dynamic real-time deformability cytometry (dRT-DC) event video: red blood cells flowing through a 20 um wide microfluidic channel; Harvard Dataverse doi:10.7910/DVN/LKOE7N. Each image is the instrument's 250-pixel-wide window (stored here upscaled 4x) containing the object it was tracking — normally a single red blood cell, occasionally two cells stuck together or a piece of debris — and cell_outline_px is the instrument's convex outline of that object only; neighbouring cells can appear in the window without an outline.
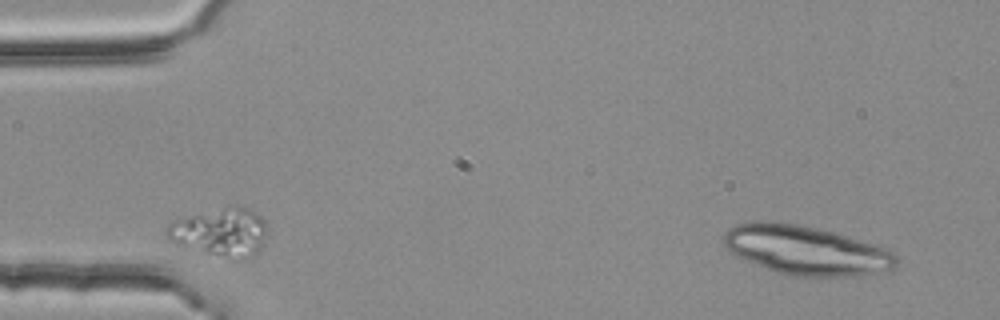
{"species": "common noctule bat (a hibernating species)", "species_latin": "Nyctalus noctula", "temperature_condition": "room temperature", "stored_images_in_passage": 4, "segment_of_instrument_passage": [2, 2], "camera_frame_rate_fps": 3000, "um_per_image_px": 0.085, "animal": {"sex": "female", "body_mass_g": 25.1}, "frame": {"image": 1, "passage_image": 4, "time_ms": 1.0, "image_size_px": [1000, 320], "cell_outline_px": [[896, 264], [892, 268], [860, 276], [792, 276], [768, 268], [736, 256], [728, 252], [724, 244], [724, 232], [728, 228], [736, 224], [756, 220], [772, 220], [796, 224], [816, 228], [832, 232], [872, 244], [884, 248], [892, 252], [896, 256]], "centroid_in_image_um": [68.43, 21.25], "position_along_channel_um": 16.6, "area_um2": 48.9}}